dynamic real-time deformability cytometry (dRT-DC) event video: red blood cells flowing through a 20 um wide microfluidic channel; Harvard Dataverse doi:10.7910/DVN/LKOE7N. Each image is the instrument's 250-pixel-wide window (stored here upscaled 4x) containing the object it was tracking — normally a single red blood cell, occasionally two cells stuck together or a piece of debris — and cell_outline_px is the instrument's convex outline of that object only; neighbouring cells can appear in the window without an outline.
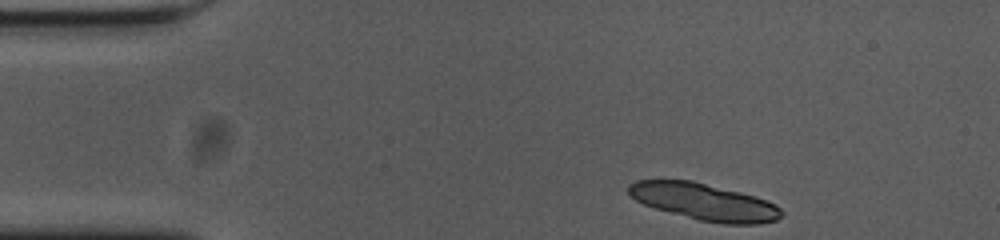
{"species": "common noctule bat (a hibernating species)", "species_latin": "Nyctalus noctula", "temperature_condition": "cold", "stored_images_in_passage": 49, "camera_frame_rate_fps": 3000, "um_per_image_px": 0.085, "animal": {"sex": "female", "body_mass_g": 23.0, "forearm_length_mm": 53.4}, "frame": {"image": 1, "passage_image": 1, "time_ms": 0.0, "image_size_px": [1000, 240], "cell_outline_px": [[784, 212], [776, 220], [760, 224], [724, 224], [700, 220], [656, 208], [644, 204], [636, 200], [628, 192], [628, 184], [636, 180], [692, 180], [756, 196], [776, 204]], "centroid_in_image_um": [59.88, 17.15], "position_along_channel_um": 25.1, "area_um2": 32.6}}
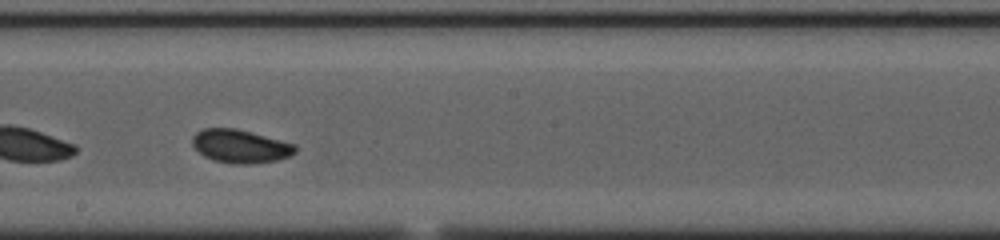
{"frame": {"image": 2, "passage_image": 24, "time_ms": 7.667, "image_size_px": [1000, 240], "cell_outline_px": [[296, 152], [288, 156], [276, 160], [252, 164], [232, 164], [212, 160], [204, 156], [192, 144], [192, 136], [196, 132], [204, 128], [236, 128], [252, 132], [296, 144]], "centroid_in_image_um": [20.42, 12.43], "position_along_channel_um": 227.8, "area_um2": 20.06}}
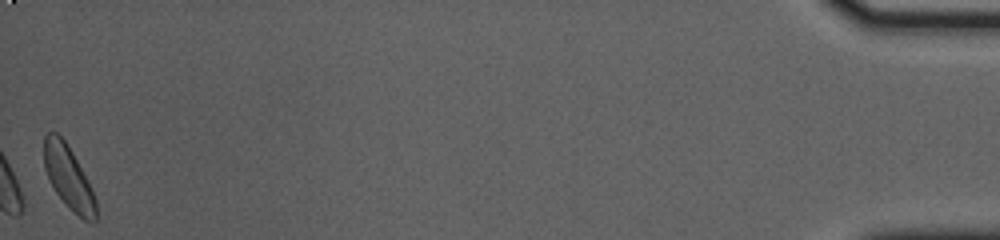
{"frame": {"image": 3, "passage_image": 49, "time_ms": 16.0, "image_size_px": [1000, 240], "cell_outline_px": [[96, 220], [92, 224], [84, 220], [56, 192], [44, 168], [44, 136], [48, 132], [56, 132], [64, 140], [72, 152], [88, 180], [92, 188], [96, 200]], "centroid_in_image_um": [5.84, 15.06], "position_along_channel_um": 429.4, "area_um2": 18.61}, "authors_computed_cell_mechanics": {"area_um2": 19.3052, "velocity_mm_per_s": 3.6136, "shape_relaxation_time_tau1_ms": null, "shape_relaxation_time_tau2_ms": 1.7047, "deformation_change_tau1": null, "deformation_change_tau2": 0.062}}